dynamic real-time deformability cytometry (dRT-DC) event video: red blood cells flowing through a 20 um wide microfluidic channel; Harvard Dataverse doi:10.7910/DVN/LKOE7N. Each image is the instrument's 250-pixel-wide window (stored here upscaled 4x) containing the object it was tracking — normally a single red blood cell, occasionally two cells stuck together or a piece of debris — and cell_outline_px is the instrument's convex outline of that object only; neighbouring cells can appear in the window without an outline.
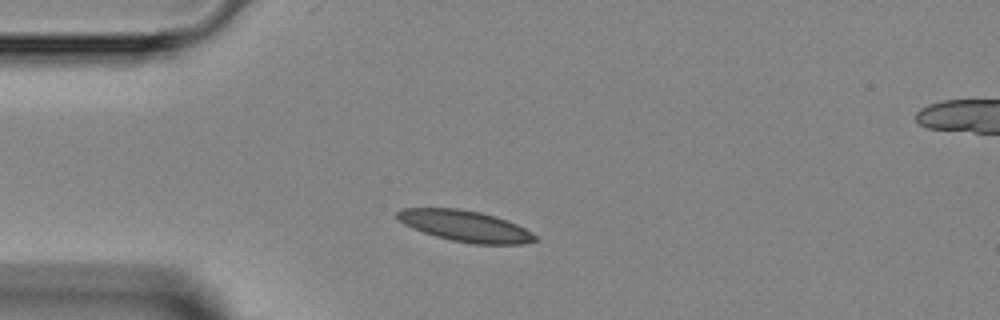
{"species": "Egyptian fruit bat (a non-hibernating species)", "species_latin": "Rousettus aegyptiacus", "temperature_condition": "room temperature", "stored_images_in_passage": 2, "segment_of_instrument_passage": [1, 2], "camera_frame_rate_fps": 3000, "um_per_image_px": 0.085, "animal": {"sex": "female"}, "frame": {"image": 1, "passage_image": 1, "time_ms": 0.0, "image_size_px": [1000, 320], "cell_outline_px": [[540, 240], [524, 244], [472, 244], [452, 240], [436, 236], [412, 228], [404, 224], [396, 216], [396, 212], [400, 208], [460, 208], [480, 212], [496, 216], [508, 220], [532, 232]], "centroid_in_image_um": [39.57, 19.21], "position_along_channel_um": 45.4, "area_um2": 25.09}}